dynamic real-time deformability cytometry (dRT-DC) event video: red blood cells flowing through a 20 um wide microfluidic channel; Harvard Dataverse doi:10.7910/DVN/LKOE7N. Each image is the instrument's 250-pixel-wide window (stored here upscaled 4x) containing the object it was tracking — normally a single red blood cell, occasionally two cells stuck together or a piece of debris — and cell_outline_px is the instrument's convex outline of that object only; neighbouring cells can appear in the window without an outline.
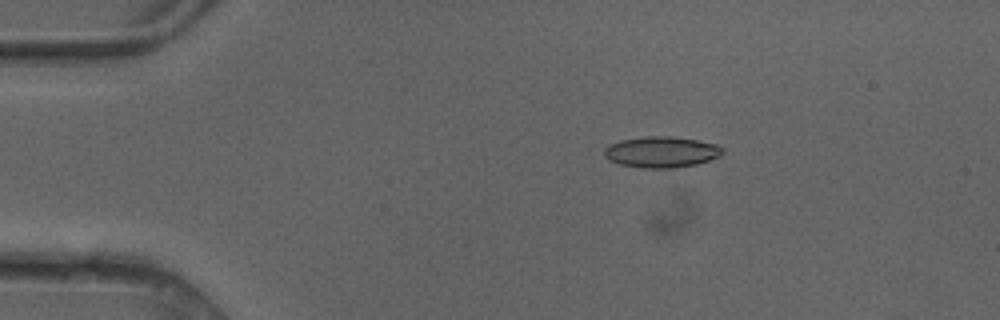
{"species": "common noctule bat (a hibernating species)", "species_latin": "Nyctalus noctula", "temperature_condition": "cold", "stored_images_in_passage": 4, "camera_frame_rate_fps": 3000, "um_per_image_px": 0.085, "animal": {"sex": "female"}, "frame": {"image": 1, "passage_image": 3, "time_ms": 0.667, "image_size_px": [1000, 320], "cell_outline_px": [[724, 152], [720, 156], [696, 164], [676, 168], [644, 168], [620, 164], [608, 160], [604, 156], [604, 148], [608, 144], [620, 140], [648, 136], [668, 136], [696, 140], [716, 144], [724, 148]], "centroid_in_image_um": [56.2, 12.92], "position_along_channel_um": 28.8, "area_um2": 21.44}}